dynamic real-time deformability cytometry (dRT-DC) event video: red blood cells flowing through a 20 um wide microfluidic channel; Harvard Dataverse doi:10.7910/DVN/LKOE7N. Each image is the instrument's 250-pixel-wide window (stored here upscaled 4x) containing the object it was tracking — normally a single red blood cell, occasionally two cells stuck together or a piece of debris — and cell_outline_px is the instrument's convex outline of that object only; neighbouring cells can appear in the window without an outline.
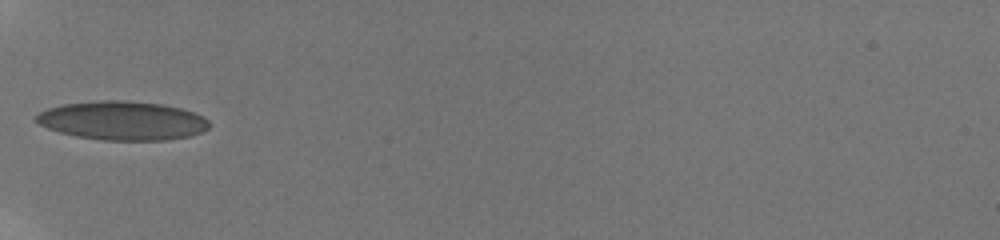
{"species": "human", "species_latin": "Homo sapiens", "temperature_condition": "room temperature", "stored_images_in_passage": 26, "camera_frame_rate_fps": 3000, "um_per_image_px": 0.085, "donor": {"sex": "male"}, "frame": {"image": 1, "passage_image": 1, "time_ms": 0.0, "image_size_px": [1000, 240], "cell_outline_px": [[208, 128], [200, 132], [188, 136], [164, 140], [104, 140], [76, 136], [60, 132], [48, 128], [40, 124], [32, 116], [48, 108], [64, 104], [100, 100], [124, 100], [164, 104], [180, 108], [192, 112], [208, 120]], "centroid_in_image_um": [10.37, 10.24], "position_along_channel_um": 74.6, "area_um2": 38.9}}
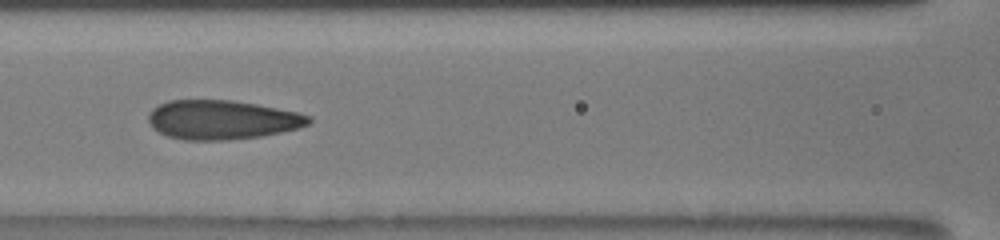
{"frame": {"image": 2, "passage_image": 6, "time_ms": 2.0, "image_size_px": [1000, 240], "cell_outline_px": [[312, 120], [308, 124], [296, 128], [280, 132], [260, 136], [228, 140], [184, 140], [168, 136], [152, 128], [148, 120], [148, 116], [152, 108], [168, 100], [232, 100], [256, 104], [300, 112], [312, 116]], "centroid_in_image_um": [18.87, 10.17], "position_along_channel_um": 147.7, "area_um2": 36.65}}
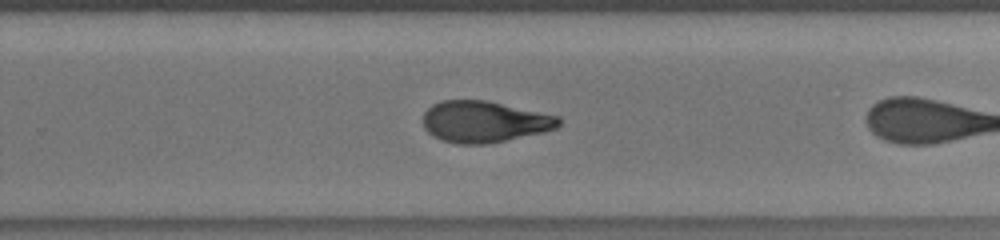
{"frame": {"image": 3, "passage_image": 18, "time_ms": 4.667, "image_size_px": [1000, 240], "cell_outline_px": [[560, 124], [556, 128], [544, 132], [488, 144], [456, 144], [440, 140], [432, 136], [424, 128], [424, 112], [432, 104], [440, 100], [484, 100], [560, 116]], "centroid_in_image_um": [41.14, 10.35], "position_along_channel_um": 288.7, "area_um2": 32.83}}